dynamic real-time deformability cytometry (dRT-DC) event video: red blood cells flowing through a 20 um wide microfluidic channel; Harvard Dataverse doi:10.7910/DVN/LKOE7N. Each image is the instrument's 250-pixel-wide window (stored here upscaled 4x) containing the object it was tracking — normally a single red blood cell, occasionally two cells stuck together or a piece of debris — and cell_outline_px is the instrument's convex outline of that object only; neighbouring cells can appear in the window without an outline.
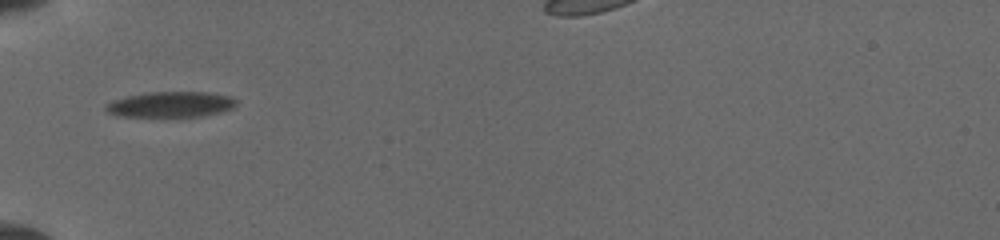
{"species": "common noctule bat (a hibernating species)", "species_latin": "Nyctalus noctula", "temperature_condition": "cold", "stored_images_in_passage": 23, "camera_frame_rate_fps": 3000, "um_per_image_px": 0.085, "animal": {"sex": "female", "body_mass_g": 19.5, "forearm_length_mm": 54.1}, "frame": {"image": 1, "passage_image": 1, "time_ms": 0.0, "image_size_px": [1000, 240], "cell_outline_px": [[236, 104], [232, 108], [200, 116], [124, 116], [108, 112], [104, 108], [104, 104], [128, 96], [152, 92], [204, 92], [228, 96], [236, 100]], "centroid_in_image_um": [14.49, 8.87], "position_along_channel_um": 70.5, "area_um2": 18.84}}
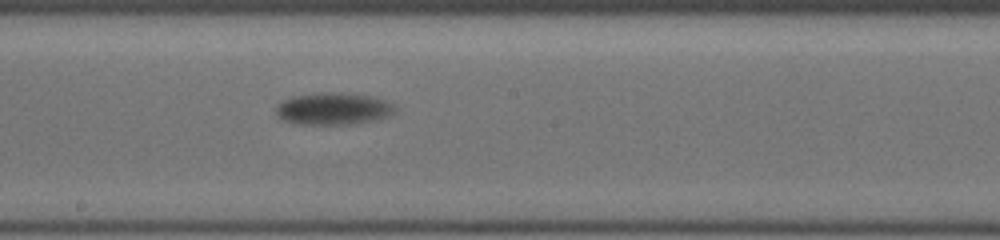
{"frame": {"image": 2, "passage_image": 11, "time_ms": 4.0, "image_size_px": [1000, 240], "cell_outline_px": [[396, 108], [388, 116], [348, 124], [300, 124], [284, 120], [276, 112], [276, 108], [284, 100], [296, 96], [324, 92], [336, 92], [368, 96], [384, 100], [392, 104]], "centroid_in_image_um": [28.31, 9.24], "position_along_channel_um": 219.9, "area_um2": 21.44}}
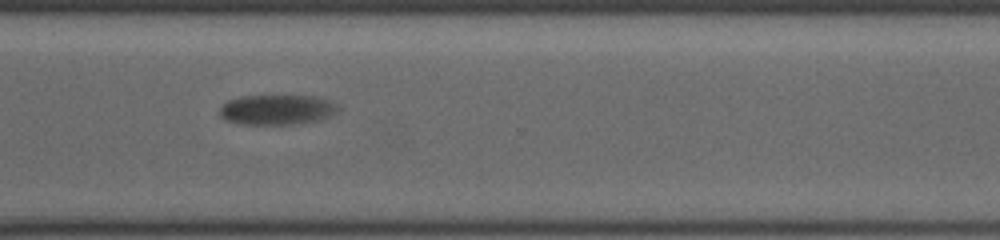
{"frame": {"image": 3, "passage_image": 22, "time_ms": 7.333, "image_size_px": [1000, 240], "cell_outline_px": [[336, 108], [328, 116], [316, 120], [292, 124], [244, 124], [228, 120], [220, 116], [220, 108], [228, 100], [244, 96], [312, 96], [324, 100], [332, 104]], "centroid_in_image_um": [23.43, 9.32], "position_along_channel_um": 347.2, "area_um2": 19.83}}